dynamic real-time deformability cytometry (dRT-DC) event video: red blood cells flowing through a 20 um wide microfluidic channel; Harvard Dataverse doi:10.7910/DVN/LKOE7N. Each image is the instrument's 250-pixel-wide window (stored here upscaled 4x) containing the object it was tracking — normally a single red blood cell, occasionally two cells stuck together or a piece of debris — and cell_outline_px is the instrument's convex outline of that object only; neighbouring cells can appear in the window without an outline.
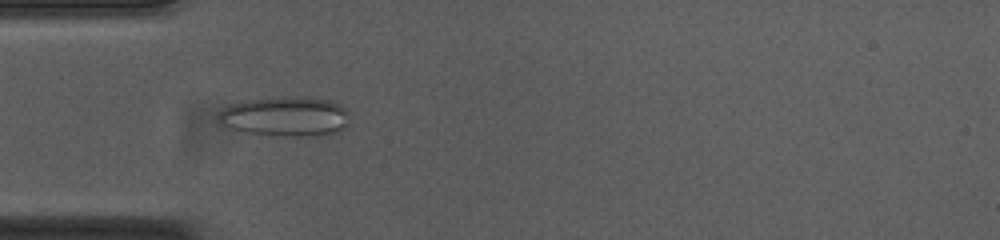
{"species": "common noctule bat (a hibernating species)", "species_latin": "Nyctalus noctula", "temperature_condition": "cold", "stored_images_in_passage": 53, "camera_frame_rate_fps": 3000, "um_per_image_px": 0.085, "animal": {"sex": "female", "body_mass_g": 23.0, "forearm_length_mm": 53.4}, "frame": {"image": 1, "passage_image": 16, "time_ms": 5.0, "image_size_px": [1000, 240], "cell_outline_px": [[348, 112], [344, 128], [336, 132], [312, 136], [288, 136], [244, 132], [232, 128], [216, 120], [220, 112], [224, 108], [232, 104], [248, 100], [300, 96], [304, 96], [328, 100], [344, 108]], "centroid_in_image_um": [24.25, 9.9], "position_along_channel_um": 60.7, "area_um2": 29.77}}
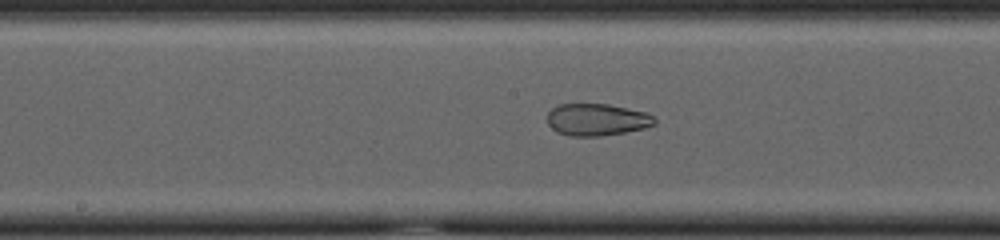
{"frame": {"image": 2, "passage_image": 27, "time_ms": 8.667, "image_size_px": [1000, 240], "cell_outline_px": [[656, 124], [644, 128], [624, 132], [600, 136], [568, 136], [556, 132], [548, 124], [548, 112], [552, 108], [560, 104], [608, 104], [644, 112], [656, 116]], "centroid_in_image_um": [50.73, 10.17], "position_along_channel_um": 197.5, "area_um2": 20.06}}
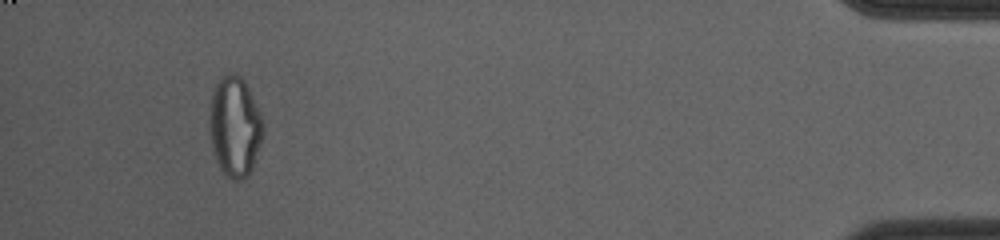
{"frame": {"image": 3, "passage_image": 50, "time_ms": 16.333, "image_size_px": [1000, 240], "cell_outline_px": [[264, 132], [252, 168], [248, 176], [240, 180], [232, 180], [224, 176], [216, 160], [212, 148], [208, 112], [212, 92], [220, 76], [224, 72], [236, 72], [244, 80], [264, 120]], "centroid_in_image_um": [19.95, 10.73], "position_along_channel_um": 415.3, "area_um2": 31.85}, "authors_computed_cell_mechanics": {"area_um2": 28.6688, "velocity_mm_per_s": 3.7676, "shape_relaxation_time_tau1_ms": null, "shape_relaxation_time_tau2_ms": 1.8396, "deformation_change_tau1": null, "deformation_change_tau2": 0.0773}}